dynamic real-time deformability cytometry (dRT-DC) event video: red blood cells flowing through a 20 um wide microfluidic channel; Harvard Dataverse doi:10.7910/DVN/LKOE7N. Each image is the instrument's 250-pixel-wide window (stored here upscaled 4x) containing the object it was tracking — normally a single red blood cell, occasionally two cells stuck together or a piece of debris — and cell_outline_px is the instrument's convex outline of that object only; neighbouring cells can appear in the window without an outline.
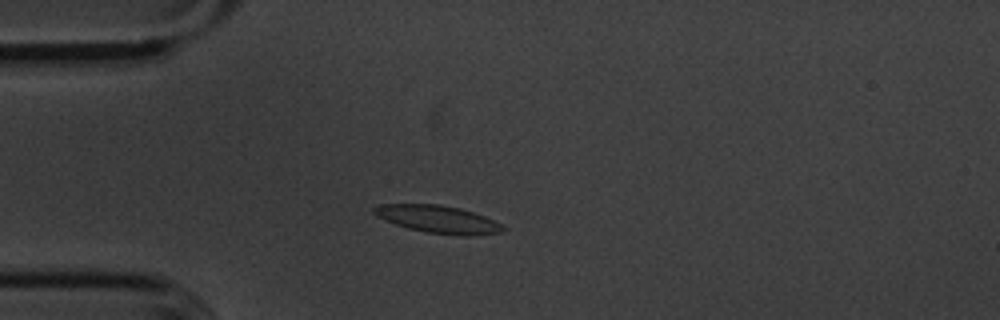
{"species": "common noctule bat (a hibernating species)", "species_latin": "Nyctalus noctula", "temperature_condition": "cold", "stored_images_in_passage": 52, "camera_frame_rate_fps": 3000, "um_per_image_px": 0.085, "animal": {"sex": "male", "body_mass_g": 20.1, "forearm_length_mm": 53.5}, "frame": {"image": 1, "passage_image": 11, "time_ms": 3.333, "image_size_px": [1000, 320], "cell_outline_px": [[508, 228], [500, 232], [468, 236], [464, 236], [428, 232], [408, 228], [384, 220], [376, 216], [372, 212], [372, 208], [380, 204], [440, 204], [460, 208], [484, 216]], "centroid_in_image_um": [37.2, 18.63], "position_along_channel_um": 47.8, "area_um2": 20.58}}
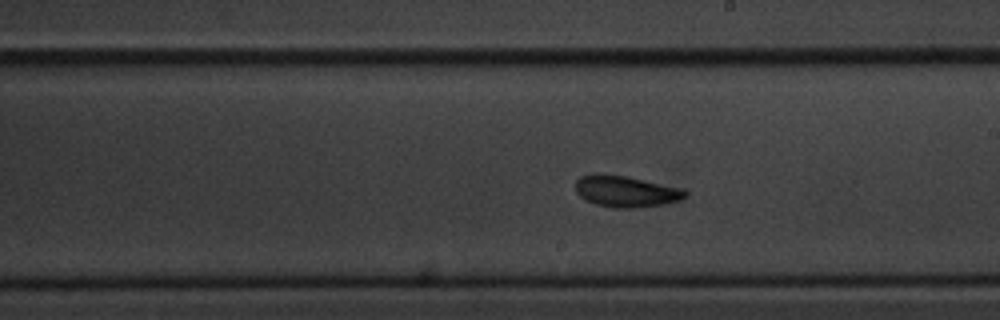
{"frame": {"image": 2, "passage_image": 28, "time_ms": 9.0, "image_size_px": [1000, 320], "cell_outline_px": [[688, 196], [680, 200], [664, 204], [636, 208], [612, 208], [596, 204], [580, 196], [576, 192], [576, 180], [580, 176], [596, 172], [628, 176], [684, 188], [688, 192]], "centroid_in_image_um": [53.23, 16.25], "position_along_channel_um": 235.8, "area_um2": 20.46}}
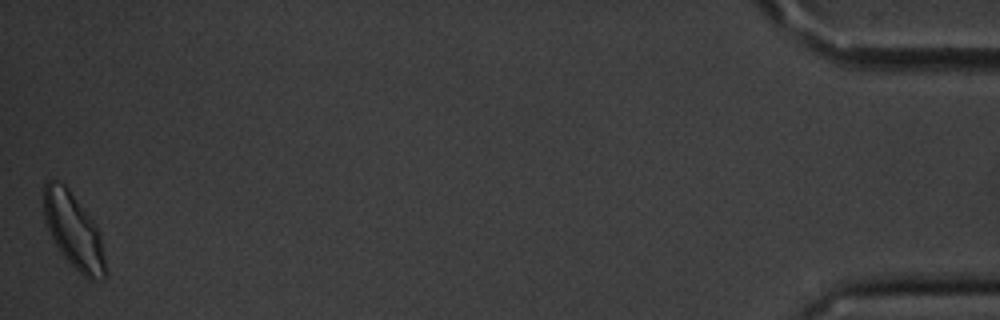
{"frame": {"image": 3, "passage_image": 52, "time_ms": 17.0, "image_size_px": [1000, 320], "cell_outline_px": [[104, 276], [96, 280], [88, 280], [64, 256], [56, 244], [44, 220], [44, 184], [48, 180], [56, 180], [64, 184], [68, 188], [92, 220], [100, 232], [104, 256]], "centroid_in_image_um": [6.24, 19.59], "position_along_channel_um": 429.0, "area_um2": 26.24}, "authors_computed_cell_mechanics": {"area_um2": 19.5364, "velocity_mm_per_s": 3.5588, "shape_relaxation_time_tau1_ms": 2.7841, "shape_relaxation_time_tau2_ms": 2.0604, "deformation_change_tau1": 0.1077, "deformation_change_tau2": 0.0734}}